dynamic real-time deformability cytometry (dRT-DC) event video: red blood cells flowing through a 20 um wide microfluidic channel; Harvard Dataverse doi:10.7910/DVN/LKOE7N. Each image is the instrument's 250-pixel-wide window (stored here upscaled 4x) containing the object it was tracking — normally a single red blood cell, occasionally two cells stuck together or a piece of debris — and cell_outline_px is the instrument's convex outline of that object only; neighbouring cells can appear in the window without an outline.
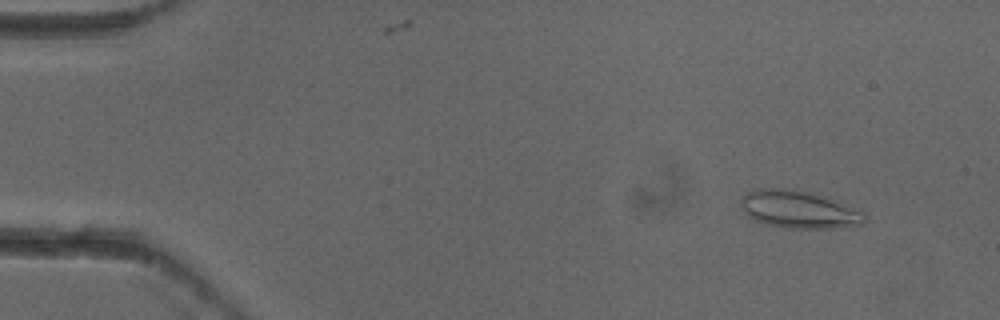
{"species": "common noctule bat (a hibernating species)", "species_latin": "Nyctalus noctula", "temperature_condition": "cold", "stored_images_in_passage": 5, "camera_frame_rate_fps": 3000, "um_per_image_px": 0.085, "animal": {"sex": "female"}, "frame": {"image": 1, "passage_image": 2, "time_ms": 0.333, "image_size_px": [1000, 320], "cell_outline_px": [[864, 220], [860, 224], [832, 228], [788, 228], [764, 224], [748, 216], [744, 212], [740, 204], [740, 200], [752, 188], [792, 188], [828, 196], [864, 212]], "centroid_in_image_um": [67.86, 17.78], "position_along_channel_um": 17.1, "area_um2": 27.28}}